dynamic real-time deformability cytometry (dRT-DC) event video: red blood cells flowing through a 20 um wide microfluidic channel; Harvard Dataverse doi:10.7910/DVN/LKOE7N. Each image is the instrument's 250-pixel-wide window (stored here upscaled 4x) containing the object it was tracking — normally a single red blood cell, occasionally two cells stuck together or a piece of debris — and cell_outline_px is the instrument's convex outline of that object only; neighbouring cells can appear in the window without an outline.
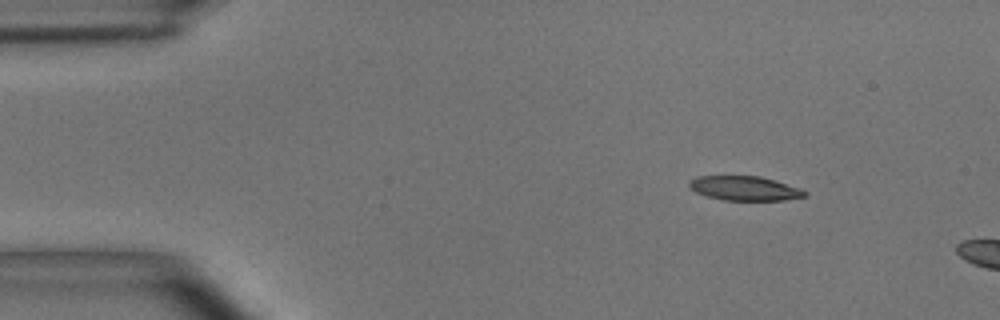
{"species": "common noctule bat (a hibernating species)", "species_latin": "Nyctalus noctula", "temperature_condition": "room temperature", "stored_images_in_passage": 2, "camera_frame_rate_fps": 3000, "um_per_image_px": 0.085, "animal": {"sex": "male", "body_mass_g": 15.6}, "frame": {"image": 1, "passage_image": 1, "time_ms": 0.0, "image_size_px": [1000, 320], "cell_outline_px": [[808, 196], [784, 200], [724, 200], [708, 196], [696, 192], [688, 184], [688, 180], [696, 176], [760, 176], [776, 180], [800, 188], [808, 192]], "centroid_in_image_um": [63.33, 16.0], "position_along_channel_um": 21.7, "area_um2": 16.47}}